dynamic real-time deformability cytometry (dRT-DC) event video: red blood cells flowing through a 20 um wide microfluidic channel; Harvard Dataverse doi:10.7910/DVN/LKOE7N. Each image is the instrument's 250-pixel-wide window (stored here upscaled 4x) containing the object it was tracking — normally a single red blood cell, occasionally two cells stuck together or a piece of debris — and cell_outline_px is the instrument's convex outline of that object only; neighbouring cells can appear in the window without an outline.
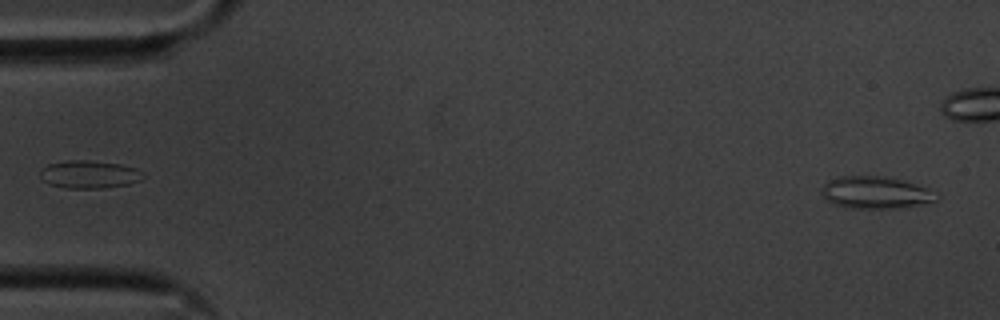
{"species": "common noctule bat (a hibernating species)", "species_latin": "Nyctalus noctula", "temperature_condition": "cold", "stored_images_in_passage": 44, "segment_of_instrument_passage": [1, 2], "camera_frame_rate_fps": 3000, "um_per_image_px": 0.085, "animal": {"sex": "male", "body_mass_g": 20.1, "forearm_length_mm": 53.5}, "frame": {"image": 1, "passage_image": 1, "time_ms": 0.0, "image_size_px": [1000, 320], "cell_outline_px": [[936, 200], [928, 204], [904, 208], [852, 208], [836, 204], [828, 200], [820, 192], [824, 184], [828, 180], [840, 176], [880, 176], [904, 180], [924, 188]], "centroid_in_image_um": [74.36, 16.37], "position_along_channel_um": 10.6, "area_um2": 21.1}}
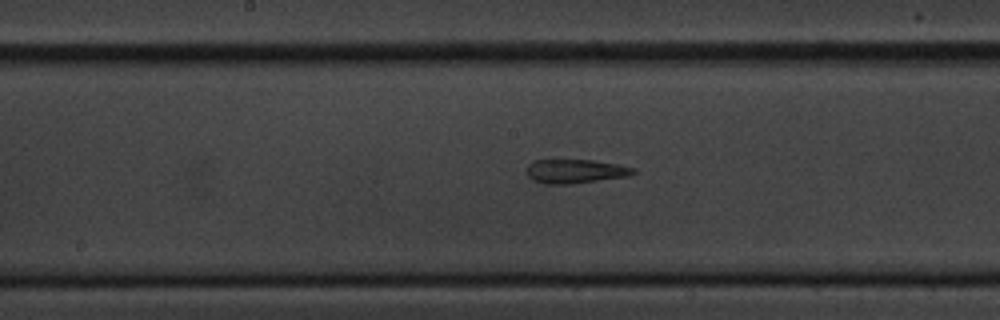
{"frame": {"image": 2, "passage_image": 27, "time_ms": 8.667, "image_size_px": [1000, 320], "cell_outline_px": [[636, 172], [628, 176], [568, 184], [544, 184], [532, 180], [528, 176], [524, 168], [532, 160], [592, 160], [616, 164], [636, 168]], "centroid_in_image_um": [48.84, 14.55], "position_along_channel_um": 199.4, "area_um2": 14.97}}
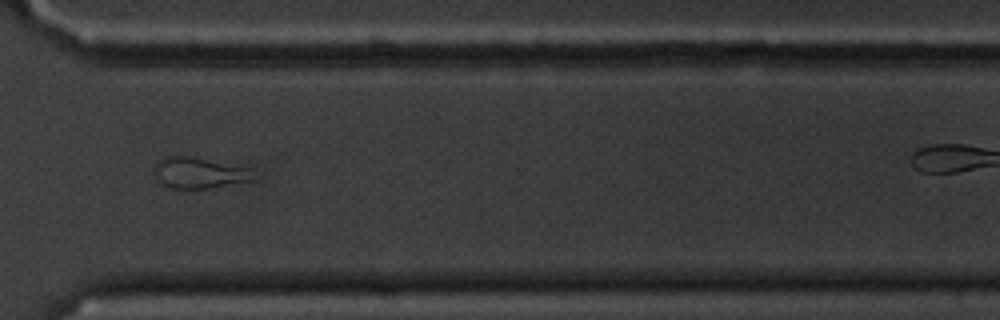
{"frame": {"image": 3, "passage_image": 40, "time_ms": 13.0, "image_size_px": [1000, 320], "cell_outline_px": [[256, 180], [208, 188], [168, 188], [160, 184], [152, 172], [152, 168], [156, 160], [164, 156], [192, 156], [248, 168]], "centroid_in_image_um": [16.82, 14.69], "position_along_channel_um": 353.8, "area_um2": 18.15}}